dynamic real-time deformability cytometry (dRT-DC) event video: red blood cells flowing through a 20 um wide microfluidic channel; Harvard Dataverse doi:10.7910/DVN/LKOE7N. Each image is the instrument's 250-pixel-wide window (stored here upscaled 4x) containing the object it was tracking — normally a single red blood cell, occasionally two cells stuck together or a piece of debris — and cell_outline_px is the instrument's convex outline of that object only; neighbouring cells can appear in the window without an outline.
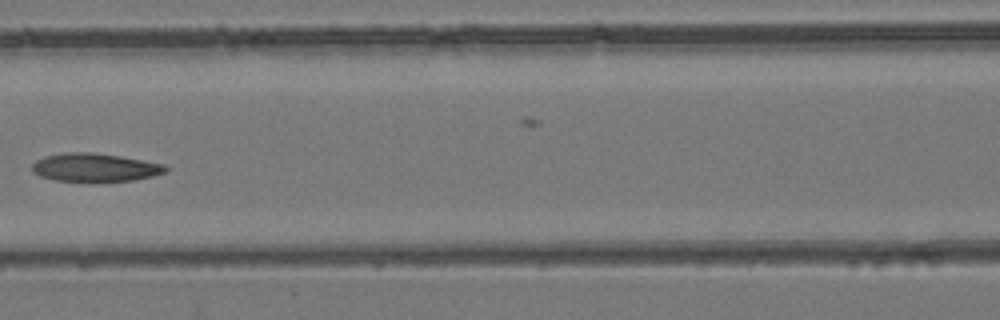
{"species": "common noctule bat (a hibernating species)", "species_latin": "Nyctalus noctula", "temperature_condition": "room temperature", "stored_images_in_passage": 39, "camera_frame_rate_fps": 3000, "um_per_image_px": 0.085, "animal": {"sex": "female", "body_mass_g": 24.6, "forearm_length_mm": 56.2}, "frame": {"image": 1, "passage_image": 12, "time_ms": 3.667, "image_size_px": [1000, 320], "cell_outline_px": [[168, 168], [164, 172], [152, 176], [132, 180], [52, 180], [40, 176], [32, 172], [32, 164], [36, 160], [48, 156], [64, 152], [92, 152], [120, 156], [164, 164]], "centroid_in_image_um": [8.04, 14.21], "position_along_channel_um": 158.6, "area_um2": 21.5}}
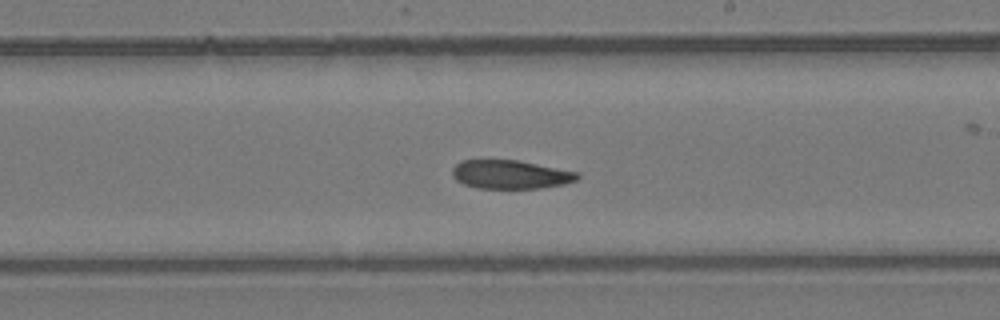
{"frame": {"image": 2, "passage_image": 18, "time_ms": 5.667, "image_size_px": [1000, 320], "cell_outline_px": [[580, 176], [576, 180], [564, 184], [540, 188], [476, 188], [464, 184], [456, 180], [452, 176], [452, 168], [460, 160], [516, 160], [576, 172]], "centroid_in_image_um": [43.33, 14.83], "position_along_channel_um": 245.7, "area_um2": 20.69}}
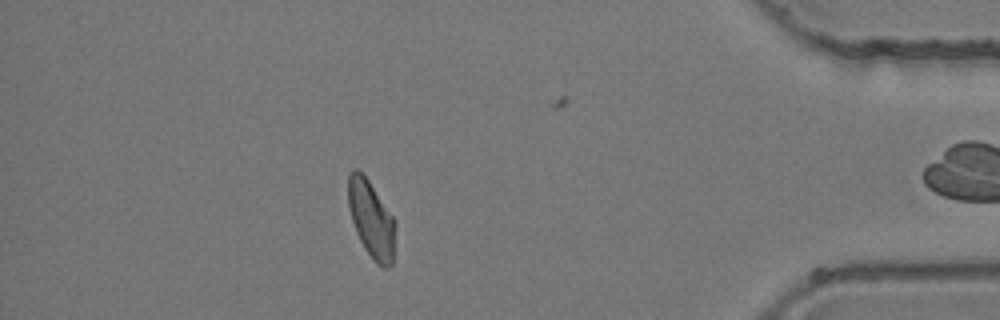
{"frame": {"image": 3, "passage_image": 32, "time_ms": 10.333, "image_size_px": [1000, 320], "cell_outline_px": [[396, 224], [392, 264], [388, 268], [384, 268], [376, 264], [364, 248], [356, 232], [352, 220], [348, 204], [348, 176], [352, 168], [356, 168], [368, 180], [396, 220]], "centroid_in_image_um": [31.57, 18.65], "position_along_channel_um": 403.6, "area_um2": 21.21}}